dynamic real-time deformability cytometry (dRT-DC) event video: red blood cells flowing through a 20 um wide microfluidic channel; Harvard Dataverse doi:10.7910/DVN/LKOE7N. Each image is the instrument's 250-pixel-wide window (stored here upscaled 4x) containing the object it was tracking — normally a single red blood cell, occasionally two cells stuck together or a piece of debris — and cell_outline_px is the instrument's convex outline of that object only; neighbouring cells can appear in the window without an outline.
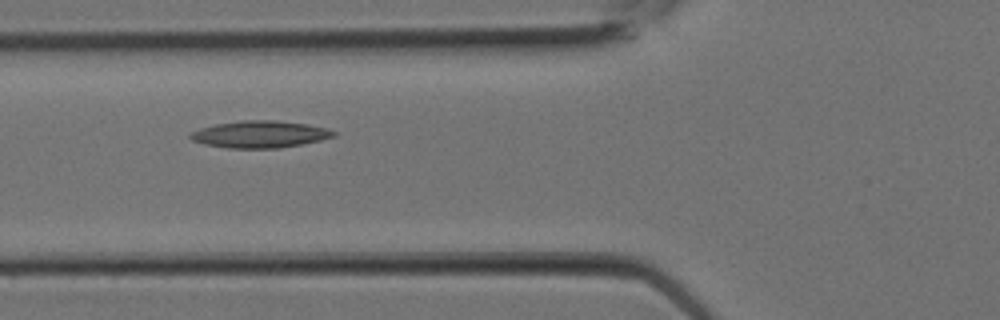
{"species": "Egyptian fruit bat (a non-hibernating species)", "species_latin": "Rousettus aegyptiacus", "temperature_condition": "room temperature", "stored_images_in_passage": 9, "camera_frame_rate_fps": 3000, "um_per_image_px": 0.085, "animal": {"sex": "female"}, "frame": {"image": 1, "passage_image": 8, "time_ms": 2.333, "image_size_px": [1000, 320], "cell_outline_px": [[336, 136], [320, 140], [280, 148], [228, 148], [204, 144], [192, 140], [188, 136], [188, 132], [200, 128], [216, 124], [240, 120], [276, 120], [308, 124], [328, 128], [336, 132]], "centroid_in_image_um": [22.07, 11.41], "position_along_channel_um": 103.7, "area_um2": 22.66}}
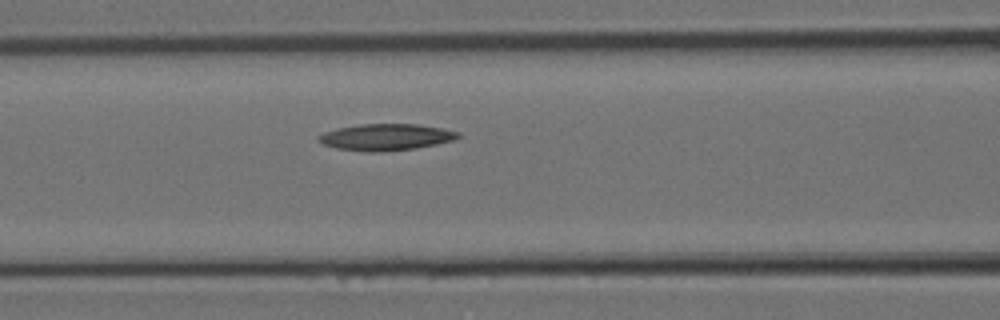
{"frame": {"image": 2, "passage_image": 9, "time_ms": 2.667, "image_size_px": [1000, 320], "cell_outline_px": [[460, 136], [452, 140], [436, 144], [416, 148], [376, 152], [364, 152], [336, 148], [324, 144], [316, 140], [316, 136], [324, 132], [340, 128], [360, 124], [416, 124], [440, 128], [460, 132]], "centroid_in_image_um": [32.76, 11.66], "position_along_channel_um": 133.8, "area_um2": 21.44}}